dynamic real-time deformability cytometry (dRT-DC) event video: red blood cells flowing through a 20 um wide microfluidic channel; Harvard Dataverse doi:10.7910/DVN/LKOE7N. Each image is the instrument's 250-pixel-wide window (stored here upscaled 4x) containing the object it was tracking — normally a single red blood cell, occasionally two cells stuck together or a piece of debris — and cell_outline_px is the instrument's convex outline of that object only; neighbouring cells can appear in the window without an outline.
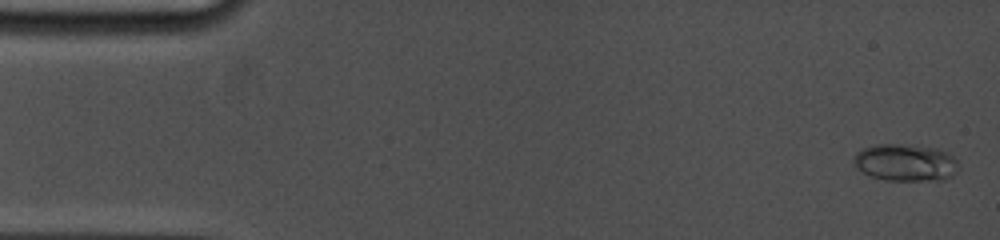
{"species": "common noctule bat (a hibernating species)", "species_latin": "Nyctalus noctula", "temperature_condition": "cold", "stored_images_in_passage": 36, "camera_frame_rate_fps": 5000, "um_per_image_px": 0.085, "animal": {"sex": "female", "body_mass_g": 19.0, "forearm_length_mm": 53.3}, "frame": {"image": 1, "passage_image": 1, "time_ms": 0.0, "image_size_px": [1000, 240], "cell_outline_px": [[956, 172], [952, 176], [944, 180], [884, 180], [872, 176], [856, 168], [852, 160], [856, 152], [864, 148], [876, 144], [900, 144], [936, 148], [948, 152], [956, 160]], "centroid_in_image_um": [76.94, 13.82], "position_along_channel_um": 8.1, "area_um2": 22.6}}
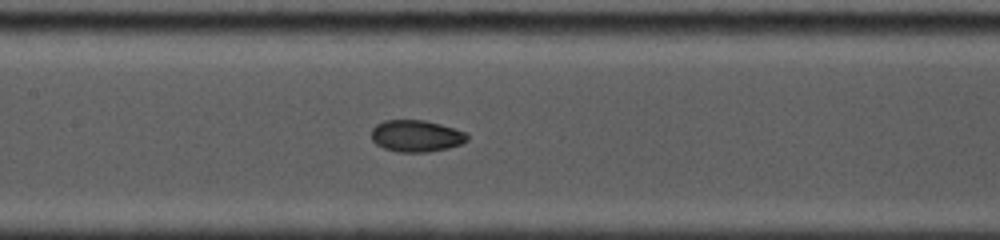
{"frame": {"image": 2, "passage_image": 18, "time_ms": 7.6, "image_size_px": [1000, 240], "cell_outline_px": [[468, 140], [460, 144], [448, 148], [428, 152], [400, 152], [384, 148], [376, 144], [372, 140], [372, 128], [376, 124], [384, 120], [424, 120], [440, 124], [468, 132]], "centroid_in_image_um": [35.39, 11.55], "position_along_channel_um": 172.0, "area_um2": 17.8}}
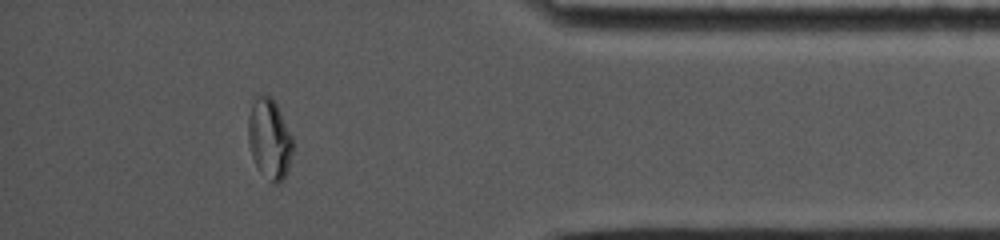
{"frame": {"image": 3, "passage_image": 32, "time_ms": 14.4, "image_size_px": [1000, 240], "cell_outline_px": [[292, 152], [288, 168], [284, 180], [280, 184], [276, 184], [256, 164], [252, 156], [248, 140], [248, 116], [256, 92], [268, 96], [276, 104], [292, 136]], "centroid_in_image_um": [22.89, 11.75], "position_along_channel_um": 412.3, "area_um2": 20.46}, "authors_computed_cell_mechanics": {"area_um2": 18.496, "velocity_mm_per_s": 3.8039, "shape_relaxation_time_tau1_ms": 7.9458, "shape_relaxation_time_tau2_ms": 1.593, "deformation_change_tau1": 0.1987, "deformation_change_tau2": 0.0388}}